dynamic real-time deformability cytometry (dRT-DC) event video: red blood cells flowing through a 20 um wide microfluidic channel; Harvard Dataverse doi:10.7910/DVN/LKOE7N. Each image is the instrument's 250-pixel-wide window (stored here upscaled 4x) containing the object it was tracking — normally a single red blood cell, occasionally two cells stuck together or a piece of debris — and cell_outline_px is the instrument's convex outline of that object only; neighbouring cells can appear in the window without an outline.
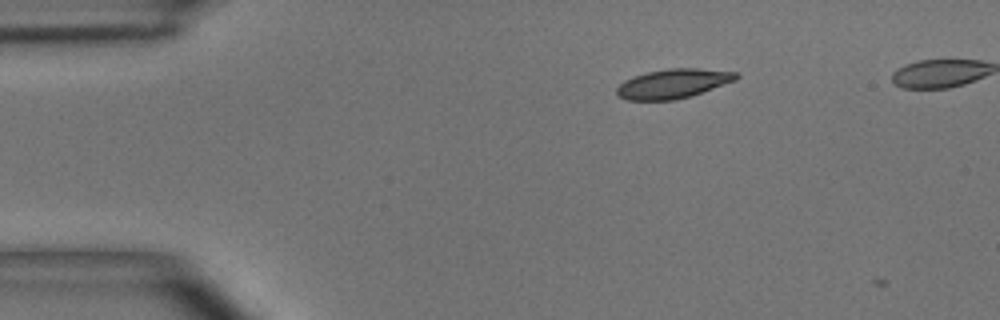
{"species": "common noctule bat (a hibernating species)", "species_latin": "Nyctalus noctula", "temperature_condition": "room temperature", "stored_images_in_passage": 4, "camera_frame_rate_fps": 3000, "um_per_image_px": 0.085, "animal": {"sex": "male", "body_mass_g": 15.6}, "frame": {"image": 1, "passage_image": 2, "time_ms": 1.333, "image_size_px": [1000, 320], "cell_outline_px": [[740, 76], [736, 80], [692, 96], [672, 100], [628, 100], [620, 96], [616, 92], [616, 88], [624, 80], [648, 72], [668, 68], [700, 68], [736, 72]], "centroid_in_image_um": [57.25, 7.1], "position_along_channel_um": 27.8, "area_um2": 20.35}}